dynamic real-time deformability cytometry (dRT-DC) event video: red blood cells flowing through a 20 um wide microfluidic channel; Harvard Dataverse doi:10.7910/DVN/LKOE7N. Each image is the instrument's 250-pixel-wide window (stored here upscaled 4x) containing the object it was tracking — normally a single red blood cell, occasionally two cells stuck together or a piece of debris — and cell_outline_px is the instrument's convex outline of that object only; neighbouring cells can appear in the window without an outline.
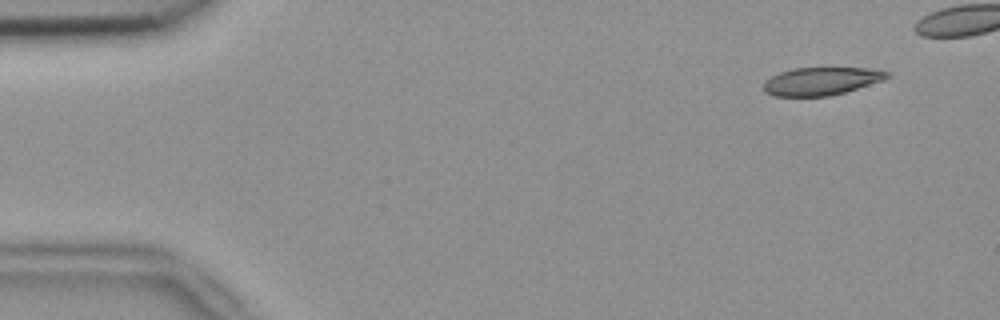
{"species": "common noctule bat (a hibernating species)", "species_latin": "Nyctalus noctula", "temperature_condition": "room temperature", "stored_images_in_passage": 43, "camera_frame_rate_fps": 3000, "um_per_image_px": 0.085, "animal": {"sex": "female", "body_mass_g": 18.4}, "frame": {"image": 1, "passage_image": 1, "time_ms": 0.0, "image_size_px": [1000, 320], "cell_outline_px": [[892, 76], [884, 80], [844, 92], [828, 96], [772, 96], [764, 92], [764, 80], [780, 72], [792, 68], [868, 68], [888, 72]], "centroid_in_image_um": [69.79, 6.9], "position_along_channel_um": 15.2, "area_um2": 20.06}}
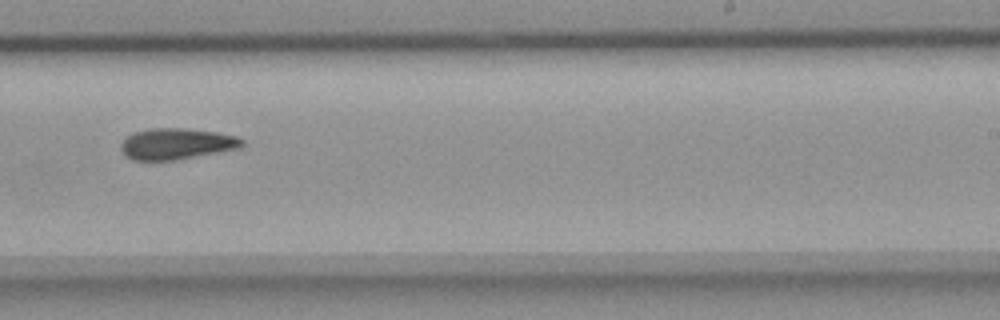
{"frame": {"image": 2, "passage_image": 30, "time_ms": 9.667, "image_size_px": [1000, 320], "cell_outline_px": [[244, 144], [240, 148], [176, 160], [132, 160], [120, 148], [120, 144], [132, 132], [148, 128], [184, 128], [216, 132], [236, 136], [244, 140]], "centroid_in_image_um": [15.01, 12.21], "position_along_channel_um": 274.0, "area_um2": 21.96}}
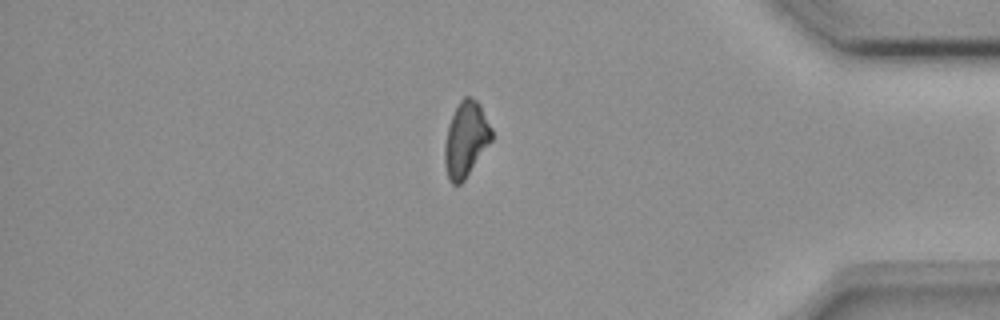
{"frame": {"image": 3, "passage_image": 42, "time_ms": 13.667, "image_size_px": [1000, 320], "cell_outline_px": [[492, 140], [464, 180], [460, 184], [452, 184], [448, 180], [444, 164], [444, 144], [448, 124], [460, 100], [464, 96], [468, 96], [476, 100], [480, 104], [492, 128]], "centroid_in_image_um": [39.58, 11.84], "position_along_channel_um": 395.6, "area_um2": 20.63}}